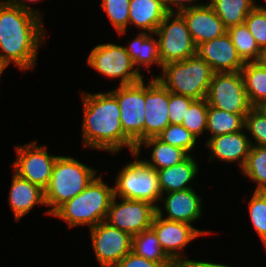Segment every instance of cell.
Masks as SVG:
<instances>
[{"instance_id": "cell-4", "label": "cell", "mask_w": 266, "mask_h": 267, "mask_svg": "<svg viewBox=\"0 0 266 267\" xmlns=\"http://www.w3.org/2000/svg\"><path fill=\"white\" fill-rule=\"evenodd\" d=\"M99 171L72 156L60 155L54 164L52 176L44 190V215L51 216L61 205L82 192Z\"/></svg>"}, {"instance_id": "cell-22", "label": "cell", "mask_w": 266, "mask_h": 267, "mask_svg": "<svg viewBox=\"0 0 266 267\" xmlns=\"http://www.w3.org/2000/svg\"><path fill=\"white\" fill-rule=\"evenodd\" d=\"M199 163L194 155L172 167L156 170L162 194L193 188L190 184L199 172Z\"/></svg>"}, {"instance_id": "cell-40", "label": "cell", "mask_w": 266, "mask_h": 267, "mask_svg": "<svg viewBox=\"0 0 266 267\" xmlns=\"http://www.w3.org/2000/svg\"><path fill=\"white\" fill-rule=\"evenodd\" d=\"M9 3L22 8L23 10H27L29 12L34 13L43 19L42 11L37 10L35 7L30 6L28 3H38L44 0H7ZM27 1V2H26Z\"/></svg>"}, {"instance_id": "cell-31", "label": "cell", "mask_w": 266, "mask_h": 267, "mask_svg": "<svg viewBox=\"0 0 266 267\" xmlns=\"http://www.w3.org/2000/svg\"><path fill=\"white\" fill-rule=\"evenodd\" d=\"M129 5L130 0H101L100 8L106 14L112 27L120 37L128 34Z\"/></svg>"}, {"instance_id": "cell-8", "label": "cell", "mask_w": 266, "mask_h": 267, "mask_svg": "<svg viewBox=\"0 0 266 267\" xmlns=\"http://www.w3.org/2000/svg\"><path fill=\"white\" fill-rule=\"evenodd\" d=\"M110 92L120 106L123 132L137 146L145 140V80L115 86Z\"/></svg>"}, {"instance_id": "cell-2", "label": "cell", "mask_w": 266, "mask_h": 267, "mask_svg": "<svg viewBox=\"0 0 266 267\" xmlns=\"http://www.w3.org/2000/svg\"><path fill=\"white\" fill-rule=\"evenodd\" d=\"M80 92L83 108V146L113 155L119 154L124 147L129 153L135 152V144L123 132L117 98L109 90L93 94L90 91Z\"/></svg>"}, {"instance_id": "cell-43", "label": "cell", "mask_w": 266, "mask_h": 267, "mask_svg": "<svg viewBox=\"0 0 266 267\" xmlns=\"http://www.w3.org/2000/svg\"><path fill=\"white\" fill-rule=\"evenodd\" d=\"M254 108L264 117H266V100L261 101Z\"/></svg>"}, {"instance_id": "cell-39", "label": "cell", "mask_w": 266, "mask_h": 267, "mask_svg": "<svg viewBox=\"0 0 266 267\" xmlns=\"http://www.w3.org/2000/svg\"><path fill=\"white\" fill-rule=\"evenodd\" d=\"M165 8L168 13H179L185 9L192 7H199L209 4V0L204 1L205 3L198 2L200 0H163Z\"/></svg>"}, {"instance_id": "cell-9", "label": "cell", "mask_w": 266, "mask_h": 267, "mask_svg": "<svg viewBox=\"0 0 266 267\" xmlns=\"http://www.w3.org/2000/svg\"><path fill=\"white\" fill-rule=\"evenodd\" d=\"M47 145H38L36 140L15 145L16 159L12 165L13 172L41 189L48 186L56 159L60 155H52Z\"/></svg>"}, {"instance_id": "cell-18", "label": "cell", "mask_w": 266, "mask_h": 267, "mask_svg": "<svg viewBox=\"0 0 266 267\" xmlns=\"http://www.w3.org/2000/svg\"><path fill=\"white\" fill-rule=\"evenodd\" d=\"M244 128L235 133L214 136L210 138L205 144L209 149L210 154L207 156L208 161L224 162L238 164L240 170L243 168L247 156L251 149V142Z\"/></svg>"}, {"instance_id": "cell-16", "label": "cell", "mask_w": 266, "mask_h": 267, "mask_svg": "<svg viewBox=\"0 0 266 267\" xmlns=\"http://www.w3.org/2000/svg\"><path fill=\"white\" fill-rule=\"evenodd\" d=\"M149 79L145 81V139L158 137L170 124L169 90L155 77Z\"/></svg>"}, {"instance_id": "cell-13", "label": "cell", "mask_w": 266, "mask_h": 267, "mask_svg": "<svg viewBox=\"0 0 266 267\" xmlns=\"http://www.w3.org/2000/svg\"><path fill=\"white\" fill-rule=\"evenodd\" d=\"M156 214V206L150 202L114 196L105 221L134 236L151 228Z\"/></svg>"}, {"instance_id": "cell-24", "label": "cell", "mask_w": 266, "mask_h": 267, "mask_svg": "<svg viewBox=\"0 0 266 267\" xmlns=\"http://www.w3.org/2000/svg\"><path fill=\"white\" fill-rule=\"evenodd\" d=\"M148 148L146 151L150 158H141L146 164L155 170L172 167L184 161L189 154L181 148L174 147L163 141L158 137H150L141 141L135 149L136 154H142V147ZM151 150V151H150Z\"/></svg>"}, {"instance_id": "cell-11", "label": "cell", "mask_w": 266, "mask_h": 267, "mask_svg": "<svg viewBox=\"0 0 266 267\" xmlns=\"http://www.w3.org/2000/svg\"><path fill=\"white\" fill-rule=\"evenodd\" d=\"M205 99L209 106L229 113L247 114L253 108L241 72L214 73Z\"/></svg>"}, {"instance_id": "cell-14", "label": "cell", "mask_w": 266, "mask_h": 267, "mask_svg": "<svg viewBox=\"0 0 266 267\" xmlns=\"http://www.w3.org/2000/svg\"><path fill=\"white\" fill-rule=\"evenodd\" d=\"M94 258L101 267H114L132 251V236L106 221L89 228Z\"/></svg>"}, {"instance_id": "cell-45", "label": "cell", "mask_w": 266, "mask_h": 267, "mask_svg": "<svg viewBox=\"0 0 266 267\" xmlns=\"http://www.w3.org/2000/svg\"><path fill=\"white\" fill-rule=\"evenodd\" d=\"M7 67H8V65L0 57V79H1L2 74L4 73L5 69H7Z\"/></svg>"}, {"instance_id": "cell-30", "label": "cell", "mask_w": 266, "mask_h": 267, "mask_svg": "<svg viewBox=\"0 0 266 267\" xmlns=\"http://www.w3.org/2000/svg\"><path fill=\"white\" fill-rule=\"evenodd\" d=\"M227 33L244 63L256 62L259 59L261 49L245 23L230 27Z\"/></svg>"}, {"instance_id": "cell-21", "label": "cell", "mask_w": 266, "mask_h": 267, "mask_svg": "<svg viewBox=\"0 0 266 267\" xmlns=\"http://www.w3.org/2000/svg\"><path fill=\"white\" fill-rule=\"evenodd\" d=\"M137 36L124 45L135 68L140 74L141 69L151 73V66H157L162 70L163 64L160 57L158 39L155 33L137 32ZM142 67V68H141Z\"/></svg>"}, {"instance_id": "cell-23", "label": "cell", "mask_w": 266, "mask_h": 267, "mask_svg": "<svg viewBox=\"0 0 266 267\" xmlns=\"http://www.w3.org/2000/svg\"><path fill=\"white\" fill-rule=\"evenodd\" d=\"M167 14L163 0H130L129 26L155 33Z\"/></svg>"}, {"instance_id": "cell-27", "label": "cell", "mask_w": 266, "mask_h": 267, "mask_svg": "<svg viewBox=\"0 0 266 267\" xmlns=\"http://www.w3.org/2000/svg\"><path fill=\"white\" fill-rule=\"evenodd\" d=\"M132 252L137 256L162 265H172L174 263L162 250L158 237L152 228L132 236Z\"/></svg>"}, {"instance_id": "cell-37", "label": "cell", "mask_w": 266, "mask_h": 267, "mask_svg": "<svg viewBox=\"0 0 266 267\" xmlns=\"http://www.w3.org/2000/svg\"><path fill=\"white\" fill-rule=\"evenodd\" d=\"M194 99L169 91V120L170 124L182 125L188 108Z\"/></svg>"}, {"instance_id": "cell-46", "label": "cell", "mask_w": 266, "mask_h": 267, "mask_svg": "<svg viewBox=\"0 0 266 267\" xmlns=\"http://www.w3.org/2000/svg\"><path fill=\"white\" fill-rule=\"evenodd\" d=\"M256 6H264V4H265V6H266V0H261V1H264V4H259V3H257L258 2V0H251Z\"/></svg>"}, {"instance_id": "cell-17", "label": "cell", "mask_w": 266, "mask_h": 267, "mask_svg": "<svg viewBox=\"0 0 266 267\" xmlns=\"http://www.w3.org/2000/svg\"><path fill=\"white\" fill-rule=\"evenodd\" d=\"M195 55L205 60L215 73L241 72L245 64L227 32L221 37L196 44Z\"/></svg>"}, {"instance_id": "cell-41", "label": "cell", "mask_w": 266, "mask_h": 267, "mask_svg": "<svg viewBox=\"0 0 266 267\" xmlns=\"http://www.w3.org/2000/svg\"><path fill=\"white\" fill-rule=\"evenodd\" d=\"M191 265L193 267H236V266H231L223 263H216V262H210V261H201V260H193L191 259L190 261Z\"/></svg>"}, {"instance_id": "cell-29", "label": "cell", "mask_w": 266, "mask_h": 267, "mask_svg": "<svg viewBox=\"0 0 266 267\" xmlns=\"http://www.w3.org/2000/svg\"><path fill=\"white\" fill-rule=\"evenodd\" d=\"M252 184L255 183L256 192H266V146H251L249 155L241 170H239Z\"/></svg>"}, {"instance_id": "cell-33", "label": "cell", "mask_w": 266, "mask_h": 267, "mask_svg": "<svg viewBox=\"0 0 266 267\" xmlns=\"http://www.w3.org/2000/svg\"><path fill=\"white\" fill-rule=\"evenodd\" d=\"M207 112L208 103L205 98L194 100L188 112L186 113L182 126H184L194 137L201 140V136L205 134L207 129Z\"/></svg>"}, {"instance_id": "cell-34", "label": "cell", "mask_w": 266, "mask_h": 267, "mask_svg": "<svg viewBox=\"0 0 266 267\" xmlns=\"http://www.w3.org/2000/svg\"><path fill=\"white\" fill-rule=\"evenodd\" d=\"M158 138L169 145L183 149L189 155H193L194 149L198 147V140L182 125L169 124Z\"/></svg>"}, {"instance_id": "cell-32", "label": "cell", "mask_w": 266, "mask_h": 267, "mask_svg": "<svg viewBox=\"0 0 266 267\" xmlns=\"http://www.w3.org/2000/svg\"><path fill=\"white\" fill-rule=\"evenodd\" d=\"M247 206L252 228L266 249V192L253 191Z\"/></svg>"}, {"instance_id": "cell-19", "label": "cell", "mask_w": 266, "mask_h": 267, "mask_svg": "<svg viewBox=\"0 0 266 267\" xmlns=\"http://www.w3.org/2000/svg\"><path fill=\"white\" fill-rule=\"evenodd\" d=\"M179 14L184 18L195 45L221 37L227 32L209 4L185 9Z\"/></svg>"}, {"instance_id": "cell-12", "label": "cell", "mask_w": 266, "mask_h": 267, "mask_svg": "<svg viewBox=\"0 0 266 267\" xmlns=\"http://www.w3.org/2000/svg\"><path fill=\"white\" fill-rule=\"evenodd\" d=\"M151 228L155 231L162 250L174 263L190 262L191 259L184 252L185 247L198 237L212 233L211 230L209 232L185 222L167 220L157 214Z\"/></svg>"}, {"instance_id": "cell-6", "label": "cell", "mask_w": 266, "mask_h": 267, "mask_svg": "<svg viewBox=\"0 0 266 267\" xmlns=\"http://www.w3.org/2000/svg\"><path fill=\"white\" fill-rule=\"evenodd\" d=\"M130 155L132 161L126 162L116 173L114 196L147 201L157 207L162 195L157 171L141 159V154L133 152Z\"/></svg>"}, {"instance_id": "cell-42", "label": "cell", "mask_w": 266, "mask_h": 267, "mask_svg": "<svg viewBox=\"0 0 266 267\" xmlns=\"http://www.w3.org/2000/svg\"><path fill=\"white\" fill-rule=\"evenodd\" d=\"M257 62L266 68V47L262 48L260 51L259 59Z\"/></svg>"}, {"instance_id": "cell-15", "label": "cell", "mask_w": 266, "mask_h": 267, "mask_svg": "<svg viewBox=\"0 0 266 267\" xmlns=\"http://www.w3.org/2000/svg\"><path fill=\"white\" fill-rule=\"evenodd\" d=\"M160 205L156 207L157 215L167 220L194 226V222L203 216V198L194 188L164 193L161 195Z\"/></svg>"}, {"instance_id": "cell-1", "label": "cell", "mask_w": 266, "mask_h": 267, "mask_svg": "<svg viewBox=\"0 0 266 267\" xmlns=\"http://www.w3.org/2000/svg\"><path fill=\"white\" fill-rule=\"evenodd\" d=\"M45 29L39 16L0 0V57L8 66L14 63L23 73L35 69Z\"/></svg>"}, {"instance_id": "cell-26", "label": "cell", "mask_w": 266, "mask_h": 267, "mask_svg": "<svg viewBox=\"0 0 266 267\" xmlns=\"http://www.w3.org/2000/svg\"><path fill=\"white\" fill-rule=\"evenodd\" d=\"M209 5L226 29L244 24L248 14L256 7L251 0H210Z\"/></svg>"}, {"instance_id": "cell-7", "label": "cell", "mask_w": 266, "mask_h": 267, "mask_svg": "<svg viewBox=\"0 0 266 267\" xmlns=\"http://www.w3.org/2000/svg\"><path fill=\"white\" fill-rule=\"evenodd\" d=\"M87 65L101 76L118 79L119 86L139 82L144 77L135 68L124 45L113 42L95 45L87 56Z\"/></svg>"}, {"instance_id": "cell-3", "label": "cell", "mask_w": 266, "mask_h": 267, "mask_svg": "<svg viewBox=\"0 0 266 267\" xmlns=\"http://www.w3.org/2000/svg\"><path fill=\"white\" fill-rule=\"evenodd\" d=\"M113 197V186L110 187L98 174L82 192L61 205L51 217L60 218L69 228L84 225L91 228L105 221Z\"/></svg>"}, {"instance_id": "cell-10", "label": "cell", "mask_w": 266, "mask_h": 267, "mask_svg": "<svg viewBox=\"0 0 266 267\" xmlns=\"http://www.w3.org/2000/svg\"><path fill=\"white\" fill-rule=\"evenodd\" d=\"M155 34L163 65L195 55L196 45L184 18L179 13H168Z\"/></svg>"}, {"instance_id": "cell-28", "label": "cell", "mask_w": 266, "mask_h": 267, "mask_svg": "<svg viewBox=\"0 0 266 267\" xmlns=\"http://www.w3.org/2000/svg\"><path fill=\"white\" fill-rule=\"evenodd\" d=\"M249 103L255 107L266 100V68L256 62H246L241 69Z\"/></svg>"}, {"instance_id": "cell-5", "label": "cell", "mask_w": 266, "mask_h": 267, "mask_svg": "<svg viewBox=\"0 0 266 267\" xmlns=\"http://www.w3.org/2000/svg\"><path fill=\"white\" fill-rule=\"evenodd\" d=\"M159 75H151L159 80L170 92L184 95L194 100L206 98L214 71L211 66L196 55L179 62L163 65Z\"/></svg>"}, {"instance_id": "cell-44", "label": "cell", "mask_w": 266, "mask_h": 267, "mask_svg": "<svg viewBox=\"0 0 266 267\" xmlns=\"http://www.w3.org/2000/svg\"><path fill=\"white\" fill-rule=\"evenodd\" d=\"M169 267H193L190 262H175Z\"/></svg>"}, {"instance_id": "cell-36", "label": "cell", "mask_w": 266, "mask_h": 267, "mask_svg": "<svg viewBox=\"0 0 266 267\" xmlns=\"http://www.w3.org/2000/svg\"><path fill=\"white\" fill-rule=\"evenodd\" d=\"M260 49L266 47V6H256L244 22Z\"/></svg>"}, {"instance_id": "cell-20", "label": "cell", "mask_w": 266, "mask_h": 267, "mask_svg": "<svg viewBox=\"0 0 266 267\" xmlns=\"http://www.w3.org/2000/svg\"><path fill=\"white\" fill-rule=\"evenodd\" d=\"M9 189V205L16 222L35 206H46L44 190L13 172Z\"/></svg>"}, {"instance_id": "cell-38", "label": "cell", "mask_w": 266, "mask_h": 267, "mask_svg": "<svg viewBox=\"0 0 266 267\" xmlns=\"http://www.w3.org/2000/svg\"><path fill=\"white\" fill-rule=\"evenodd\" d=\"M171 265H162L147 260L144 257L137 256L134 252L125 255L114 267H169Z\"/></svg>"}, {"instance_id": "cell-35", "label": "cell", "mask_w": 266, "mask_h": 267, "mask_svg": "<svg viewBox=\"0 0 266 267\" xmlns=\"http://www.w3.org/2000/svg\"><path fill=\"white\" fill-rule=\"evenodd\" d=\"M245 129L252 146H266V117L254 107L245 116Z\"/></svg>"}, {"instance_id": "cell-25", "label": "cell", "mask_w": 266, "mask_h": 267, "mask_svg": "<svg viewBox=\"0 0 266 267\" xmlns=\"http://www.w3.org/2000/svg\"><path fill=\"white\" fill-rule=\"evenodd\" d=\"M247 114H235L225 112L216 107L208 105L207 112V132L209 138L205 143L214 136H220L229 133H235L245 128V116Z\"/></svg>"}]
</instances>
